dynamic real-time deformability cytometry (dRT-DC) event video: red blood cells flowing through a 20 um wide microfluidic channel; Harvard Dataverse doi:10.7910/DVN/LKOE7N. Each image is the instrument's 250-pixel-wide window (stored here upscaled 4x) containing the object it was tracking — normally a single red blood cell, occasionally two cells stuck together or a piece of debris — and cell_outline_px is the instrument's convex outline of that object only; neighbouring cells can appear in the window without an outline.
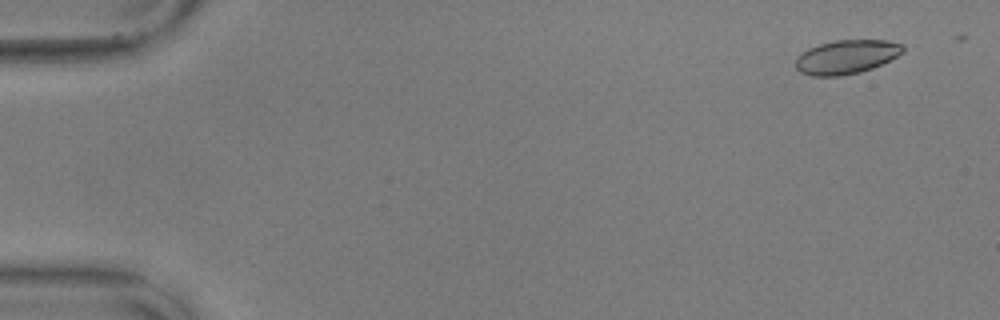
{"species": "common noctule bat (a hibernating species)", "species_latin": "Nyctalus noctula", "temperature_condition": "warm", "stored_images_in_passage": 48, "camera_frame_rate_fps": 3000, "um_per_image_px": 0.085, "animal": {"sex": "male", "body_mass_g": 17.9, "forearm_length_mm": 54.2}, "frame": {"image": 1, "passage_image": 4, "time_ms": 1.0, "image_size_px": [1000, 320], "cell_outline_px": [[904, 52], [872, 68], [860, 72], [840, 76], [812, 76], [800, 72], [796, 68], [796, 56], [808, 48], [820, 44], [836, 40], [888, 40], [904, 44]], "centroid_in_image_um": [71.93, 4.83], "position_along_channel_um": 13.1, "area_um2": 21.21}}
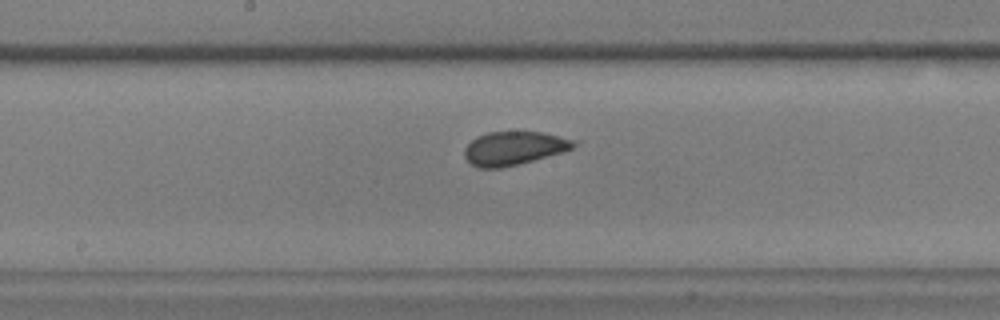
{"frame": {"image": 2, "passage_image": 31, "time_ms": 10.0, "image_size_px": [1000, 320], "cell_outline_px": [[580, 144], [564, 152], [500, 168], [476, 168], [464, 156], [464, 148], [476, 136], [488, 132], [540, 132], [580, 140]], "centroid_in_image_um": [43.72, 12.59], "position_along_channel_um": 204.5, "area_um2": 21.44}}
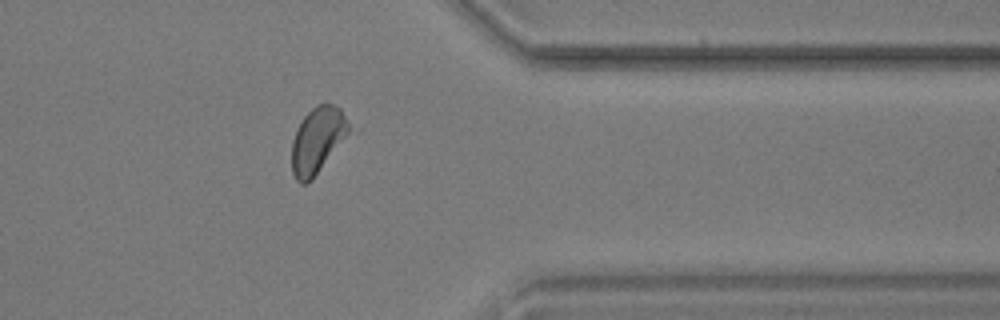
{"frame": {"image": 3, "passage_image": 47, "time_ms": 15.333, "image_size_px": [1000, 320], "cell_outline_px": [[360, 132], [308, 184], [300, 184], [296, 180], [292, 172], [292, 140], [296, 128], [304, 116], [316, 104], [332, 104], [340, 108], [360, 128]], "centroid_in_image_um": [27.22, 11.93], "position_along_channel_um": 384.2, "area_um2": 24.68}}